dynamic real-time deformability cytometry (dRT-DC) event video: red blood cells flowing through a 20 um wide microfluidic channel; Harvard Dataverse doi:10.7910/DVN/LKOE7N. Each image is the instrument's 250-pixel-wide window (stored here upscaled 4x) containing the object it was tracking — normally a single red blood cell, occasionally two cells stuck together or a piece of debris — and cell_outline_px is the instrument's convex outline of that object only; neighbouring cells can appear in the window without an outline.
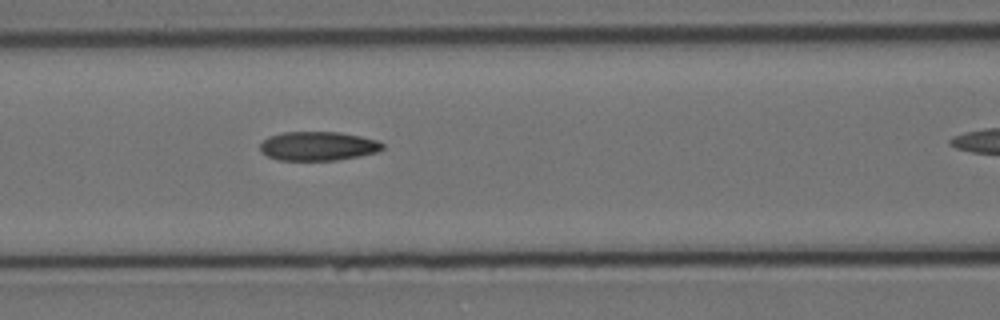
{"species": "Egyptian fruit bat (a non-hibernating species)", "species_latin": "Rousettus aegyptiacus", "temperature_condition": "cold", "stored_images_in_passage": 6, "segment_of_instrument_passage": [1, 2], "camera_frame_rate_fps": 3000, "um_per_image_px": 0.085, "animal": {"sex": "female"}, "frame": {"image": 1, "passage_image": 5, "time_ms": 1.333, "image_size_px": [1000, 320], "cell_outline_px": [[384, 148], [376, 152], [360, 156], [336, 160], [276, 160], [260, 152], [260, 144], [268, 136], [284, 132], [340, 132], [360, 136], [376, 140], [384, 144]], "centroid_in_image_um": [27.01, 12.42], "position_along_channel_um": 139.6, "area_um2": 20.75}}